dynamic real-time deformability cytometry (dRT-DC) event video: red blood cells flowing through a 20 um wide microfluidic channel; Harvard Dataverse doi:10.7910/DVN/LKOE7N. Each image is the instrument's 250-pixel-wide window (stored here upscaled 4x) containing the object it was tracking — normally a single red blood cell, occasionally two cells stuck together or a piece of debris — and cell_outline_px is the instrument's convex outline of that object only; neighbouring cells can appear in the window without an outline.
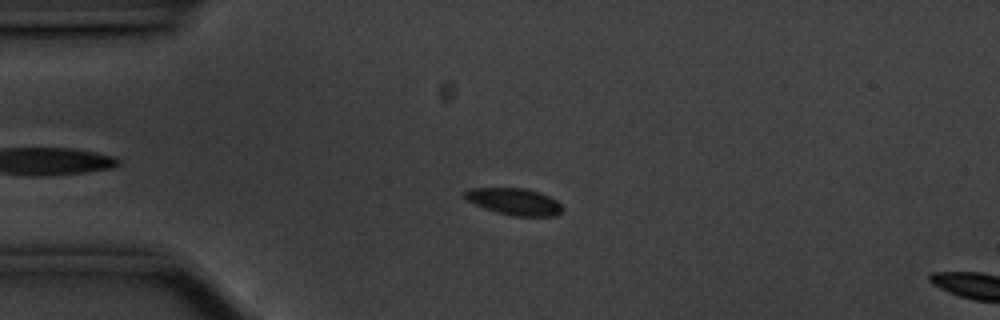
{"species": "common noctule bat (a hibernating species)", "species_latin": "Nyctalus noctula", "temperature_condition": "cold", "stored_images_in_passage": 13, "camera_frame_rate_fps": 3000, "um_per_image_px": 0.085, "animal": {"sex": "male", "body_mass_g": 20.1, "forearm_length_mm": 53.5}, "frame": {"image": 1, "passage_image": 10, "time_ms": 3.0, "image_size_px": [1000, 320], "cell_outline_px": [[564, 208], [556, 216], [512, 216], [496, 212], [484, 208], [468, 200], [464, 196], [464, 192], [468, 188], [524, 188], [540, 192], [556, 200]], "centroid_in_image_um": [43.73, 17.13], "position_along_channel_um": 41.3, "area_um2": 15.2}}